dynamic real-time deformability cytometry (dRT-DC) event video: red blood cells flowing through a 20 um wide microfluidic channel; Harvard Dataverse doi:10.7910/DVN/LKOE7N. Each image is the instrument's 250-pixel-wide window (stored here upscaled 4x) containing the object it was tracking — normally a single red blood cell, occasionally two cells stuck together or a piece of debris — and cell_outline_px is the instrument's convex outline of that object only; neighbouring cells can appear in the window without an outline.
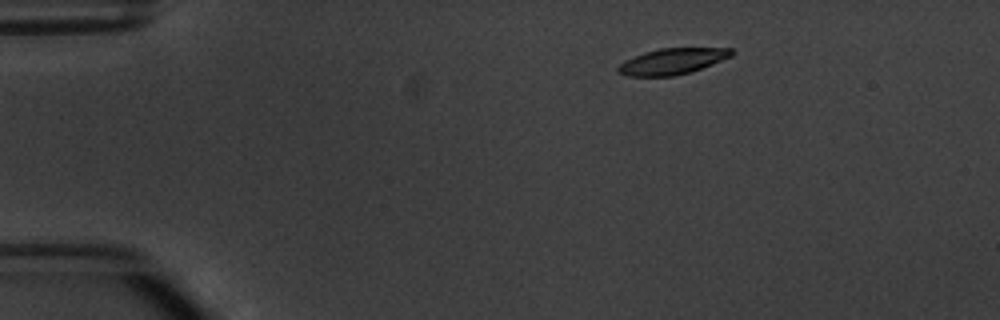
{"species": "common noctule bat (a hibernating species)", "species_latin": "Nyctalus noctula", "temperature_condition": "warm", "stored_images_in_passage": 4, "camera_frame_rate_fps": 3000, "um_per_image_px": 0.085, "animal": {"sex": "male", "body_mass_g": 20.1, "forearm_length_mm": 53.5}, "frame": {"image": 1, "passage_image": 2, "time_ms": 1.0, "image_size_px": [1000, 320], "cell_outline_px": [[736, 52], [732, 56], [692, 72], [676, 76], [628, 76], [620, 72], [616, 68], [624, 60], [644, 52], [660, 48], [732, 48]], "centroid_in_image_um": [57.17, 5.21], "position_along_channel_um": 27.8, "area_um2": 17.28}}